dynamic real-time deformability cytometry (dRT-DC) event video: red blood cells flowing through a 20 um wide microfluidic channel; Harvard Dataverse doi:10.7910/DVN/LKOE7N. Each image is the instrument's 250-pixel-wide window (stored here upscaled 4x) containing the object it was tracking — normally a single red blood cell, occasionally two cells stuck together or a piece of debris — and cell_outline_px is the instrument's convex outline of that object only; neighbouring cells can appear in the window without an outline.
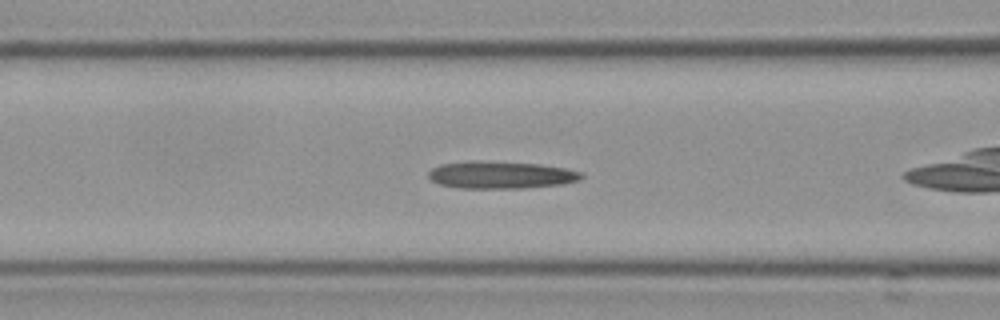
{"species": "Egyptian fruit bat (a non-hibernating species)", "species_latin": "Rousettus aegyptiacus", "temperature_condition": "cold", "stored_images_in_passage": 31, "camera_frame_rate_fps": 3000, "um_per_image_px": 0.085, "frame": {"image": 1, "passage_image": 6, "time_ms": 1.667, "image_size_px": [1000, 320], "cell_outline_px": [[584, 176], [580, 180], [564, 184], [524, 188], [456, 188], [440, 184], [432, 180], [428, 176], [428, 172], [432, 168], [440, 164], [540, 164], [564, 168], [580, 172]], "centroid_in_image_um": [42.65, 14.93], "position_along_channel_um": 124.0, "area_um2": 23.0}}
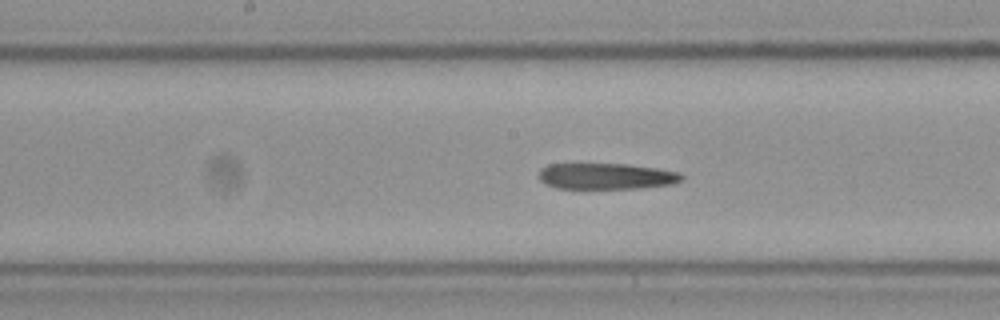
{"frame": {"image": 2, "passage_image": 12, "time_ms": 3.667, "image_size_px": [1000, 320], "cell_outline_px": [[684, 176], [680, 180], [672, 184], [640, 188], [556, 188], [540, 180], [540, 168], [548, 164], [628, 164], [656, 168], [680, 172]], "centroid_in_image_um": [51.54, 14.97], "position_along_channel_um": 196.7, "area_um2": 21.56}}
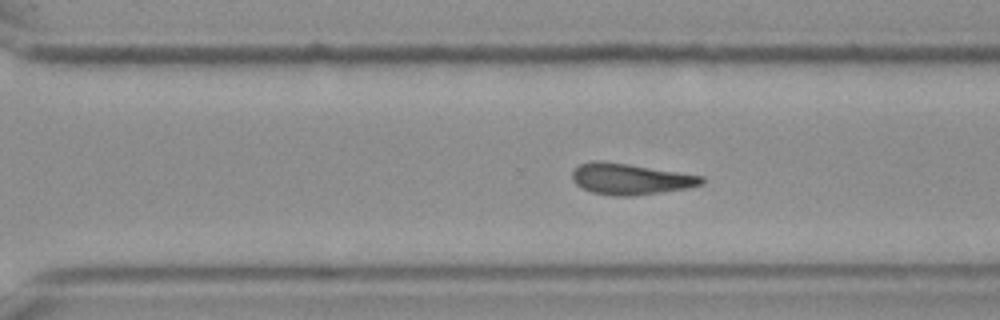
{"frame": {"image": 3, "passage_image": 22, "time_ms": 7.0, "image_size_px": [1000, 320], "cell_outline_px": [[704, 184], [688, 188], [632, 196], [612, 196], [592, 192], [576, 184], [572, 180], [572, 172], [580, 164], [592, 160], [604, 160], [704, 176]], "centroid_in_image_um": [53.58, 15.21], "position_along_channel_um": 317.0, "area_um2": 23.52}}